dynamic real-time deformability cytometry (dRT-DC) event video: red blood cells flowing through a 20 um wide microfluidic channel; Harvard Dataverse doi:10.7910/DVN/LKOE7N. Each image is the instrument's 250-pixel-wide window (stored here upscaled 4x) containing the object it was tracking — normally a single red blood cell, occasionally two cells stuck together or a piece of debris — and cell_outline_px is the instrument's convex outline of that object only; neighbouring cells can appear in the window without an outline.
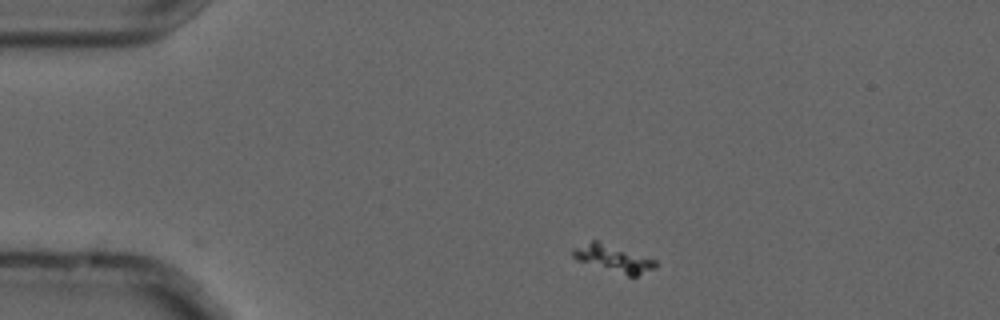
{"species": "common noctule bat (a hibernating species)", "species_latin": "Nyctalus noctula", "temperature_condition": "cold", "stored_images_in_passage": 5, "camera_frame_rate_fps": 3000, "um_per_image_px": 0.085, "animal": {"sex": "male", "forearm_length_mm": 52.5}, "frame": {"image": 1, "passage_image": 1, "time_ms": 0.0, "image_size_px": [1000, 320], "cell_outline_px": [[656, 268], [636, 276], [628, 276], [576, 260], [572, 256], [572, 248], [592, 240], [596, 240], [656, 260]], "centroid_in_image_um": [52.11, 21.97], "position_along_channel_um": 32.9, "area_um2": 12.83}}
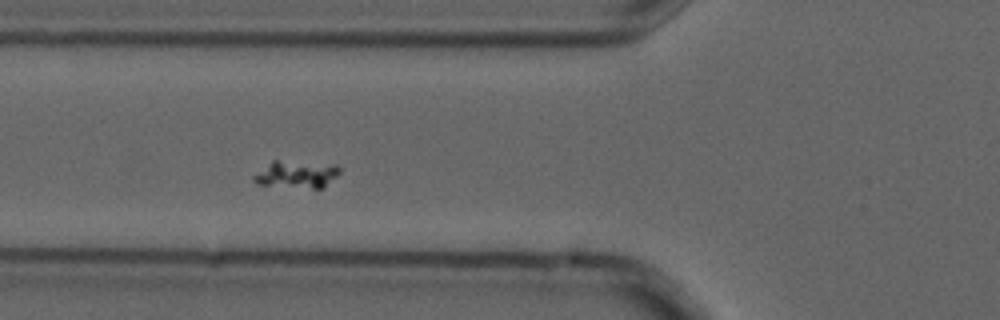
{"frame": {"image": 2, "passage_image": 4, "time_ms": 1.0, "image_size_px": [1000, 320], "cell_outline_px": [[340, 172], [336, 176], [320, 188], [312, 188], [256, 184], [252, 180], [252, 176], [272, 160], [276, 160], [336, 164], [340, 168]], "centroid_in_image_um": [25.17, 14.8], "position_along_channel_um": 100.6, "area_um2": 13.53}}
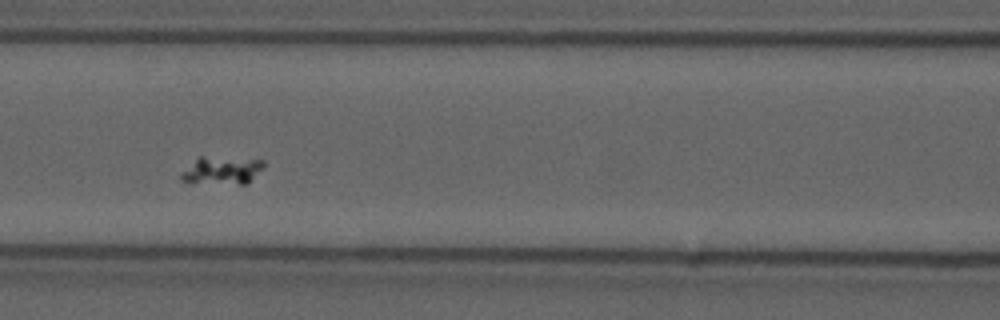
{"frame": {"image": 3, "passage_image": 5, "time_ms": 1.333, "image_size_px": [1000, 320], "cell_outline_px": [[264, 168], [248, 184], [240, 184], [180, 180], [180, 172], [200, 156], [204, 156], [264, 160]], "centroid_in_image_um": [18.91, 14.46], "position_along_channel_um": 147.7, "area_um2": 13.18}}